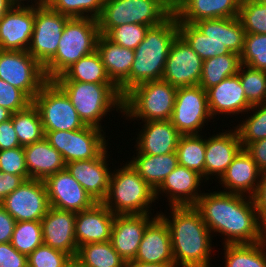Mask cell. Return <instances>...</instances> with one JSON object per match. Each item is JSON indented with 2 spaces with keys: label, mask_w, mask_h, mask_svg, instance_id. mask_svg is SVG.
I'll use <instances>...</instances> for the list:
<instances>
[{
  "label": "cell",
  "mask_w": 266,
  "mask_h": 267,
  "mask_svg": "<svg viewBox=\"0 0 266 267\" xmlns=\"http://www.w3.org/2000/svg\"><path fill=\"white\" fill-rule=\"evenodd\" d=\"M194 207L211 233L225 236L223 245L251 244L266 239L265 225L259 220L252 197L214 191L203 193Z\"/></svg>",
  "instance_id": "6da1fadb"
},
{
  "label": "cell",
  "mask_w": 266,
  "mask_h": 267,
  "mask_svg": "<svg viewBox=\"0 0 266 267\" xmlns=\"http://www.w3.org/2000/svg\"><path fill=\"white\" fill-rule=\"evenodd\" d=\"M159 212L170 231L175 267H211L212 234L194 206H171Z\"/></svg>",
  "instance_id": "7a4b0ae2"
},
{
  "label": "cell",
  "mask_w": 266,
  "mask_h": 267,
  "mask_svg": "<svg viewBox=\"0 0 266 267\" xmlns=\"http://www.w3.org/2000/svg\"><path fill=\"white\" fill-rule=\"evenodd\" d=\"M179 35L203 59L234 52L241 55L246 32L238 17L178 22Z\"/></svg>",
  "instance_id": "3957f363"
},
{
  "label": "cell",
  "mask_w": 266,
  "mask_h": 267,
  "mask_svg": "<svg viewBox=\"0 0 266 267\" xmlns=\"http://www.w3.org/2000/svg\"><path fill=\"white\" fill-rule=\"evenodd\" d=\"M179 35L175 14L162 23L149 27L144 40L134 50L130 70V90L142 83L162 80L170 47Z\"/></svg>",
  "instance_id": "277c9868"
},
{
  "label": "cell",
  "mask_w": 266,
  "mask_h": 267,
  "mask_svg": "<svg viewBox=\"0 0 266 267\" xmlns=\"http://www.w3.org/2000/svg\"><path fill=\"white\" fill-rule=\"evenodd\" d=\"M54 82L65 92L85 125L102 129L99 122L108 112L113 108L122 112L123 97L115 84Z\"/></svg>",
  "instance_id": "5b68a950"
},
{
  "label": "cell",
  "mask_w": 266,
  "mask_h": 267,
  "mask_svg": "<svg viewBox=\"0 0 266 267\" xmlns=\"http://www.w3.org/2000/svg\"><path fill=\"white\" fill-rule=\"evenodd\" d=\"M99 23L93 18H70L64 28L56 54L43 66L46 78L54 80L80 58L96 50Z\"/></svg>",
  "instance_id": "8992f818"
},
{
  "label": "cell",
  "mask_w": 266,
  "mask_h": 267,
  "mask_svg": "<svg viewBox=\"0 0 266 267\" xmlns=\"http://www.w3.org/2000/svg\"><path fill=\"white\" fill-rule=\"evenodd\" d=\"M155 200V190L128 161L111 173L108 194L102 203L115 215L152 214Z\"/></svg>",
  "instance_id": "52a82bcc"
},
{
  "label": "cell",
  "mask_w": 266,
  "mask_h": 267,
  "mask_svg": "<svg viewBox=\"0 0 266 267\" xmlns=\"http://www.w3.org/2000/svg\"><path fill=\"white\" fill-rule=\"evenodd\" d=\"M177 89L163 80L137 85L123 96L122 115L143 122L170 120Z\"/></svg>",
  "instance_id": "ba28073f"
},
{
  "label": "cell",
  "mask_w": 266,
  "mask_h": 267,
  "mask_svg": "<svg viewBox=\"0 0 266 267\" xmlns=\"http://www.w3.org/2000/svg\"><path fill=\"white\" fill-rule=\"evenodd\" d=\"M171 14L158 0H104L103 10L97 19L99 33L105 35L111 28L123 24L155 26Z\"/></svg>",
  "instance_id": "9c48e42d"
},
{
  "label": "cell",
  "mask_w": 266,
  "mask_h": 267,
  "mask_svg": "<svg viewBox=\"0 0 266 267\" xmlns=\"http://www.w3.org/2000/svg\"><path fill=\"white\" fill-rule=\"evenodd\" d=\"M33 104L39 110L44 131H72L86 126L65 92L53 80L42 86Z\"/></svg>",
  "instance_id": "30bf717a"
},
{
  "label": "cell",
  "mask_w": 266,
  "mask_h": 267,
  "mask_svg": "<svg viewBox=\"0 0 266 267\" xmlns=\"http://www.w3.org/2000/svg\"><path fill=\"white\" fill-rule=\"evenodd\" d=\"M103 132V133H102ZM44 138L61 153L65 163L97 158L108 148L106 132L86 125L72 131H44Z\"/></svg>",
  "instance_id": "8fae6325"
},
{
  "label": "cell",
  "mask_w": 266,
  "mask_h": 267,
  "mask_svg": "<svg viewBox=\"0 0 266 267\" xmlns=\"http://www.w3.org/2000/svg\"><path fill=\"white\" fill-rule=\"evenodd\" d=\"M0 79L22 90L32 101L48 81L43 66L28 51L0 50Z\"/></svg>",
  "instance_id": "7c38bea8"
},
{
  "label": "cell",
  "mask_w": 266,
  "mask_h": 267,
  "mask_svg": "<svg viewBox=\"0 0 266 267\" xmlns=\"http://www.w3.org/2000/svg\"><path fill=\"white\" fill-rule=\"evenodd\" d=\"M210 119L206 90L200 85L177 89L170 121L181 135H199Z\"/></svg>",
  "instance_id": "4fadbf2b"
},
{
  "label": "cell",
  "mask_w": 266,
  "mask_h": 267,
  "mask_svg": "<svg viewBox=\"0 0 266 267\" xmlns=\"http://www.w3.org/2000/svg\"><path fill=\"white\" fill-rule=\"evenodd\" d=\"M69 19L48 5L35 8L34 28L27 51L42 66L56 54L63 28Z\"/></svg>",
  "instance_id": "5bb4252c"
},
{
  "label": "cell",
  "mask_w": 266,
  "mask_h": 267,
  "mask_svg": "<svg viewBox=\"0 0 266 267\" xmlns=\"http://www.w3.org/2000/svg\"><path fill=\"white\" fill-rule=\"evenodd\" d=\"M0 205L16 222L41 221L50 207L44 180H24Z\"/></svg>",
  "instance_id": "9a60e30c"
},
{
  "label": "cell",
  "mask_w": 266,
  "mask_h": 267,
  "mask_svg": "<svg viewBox=\"0 0 266 267\" xmlns=\"http://www.w3.org/2000/svg\"><path fill=\"white\" fill-rule=\"evenodd\" d=\"M203 59L178 35L173 41L162 80L174 87L199 85Z\"/></svg>",
  "instance_id": "2e32d148"
},
{
  "label": "cell",
  "mask_w": 266,
  "mask_h": 267,
  "mask_svg": "<svg viewBox=\"0 0 266 267\" xmlns=\"http://www.w3.org/2000/svg\"><path fill=\"white\" fill-rule=\"evenodd\" d=\"M44 183L50 207L78 213L96 203L66 168L48 176Z\"/></svg>",
  "instance_id": "e0dca14e"
},
{
  "label": "cell",
  "mask_w": 266,
  "mask_h": 267,
  "mask_svg": "<svg viewBox=\"0 0 266 267\" xmlns=\"http://www.w3.org/2000/svg\"><path fill=\"white\" fill-rule=\"evenodd\" d=\"M107 152L106 148L97 158L72 161L65 166L95 202H103L109 190L112 172L107 164Z\"/></svg>",
  "instance_id": "ac0fdd59"
},
{
  "label": "cell",
  "mask_w": 266,
  "mask_h": 267,
  "mask_svg": "<svg viewBox=\"0 0 266 267\" xmlns=\"http://www.w3.org/2000/svg\"><path fill=\"white\" fill-rule=\"evenodd\" d=\"M157 216L158 213L155 217H151V214L115 215L110 241L125 261L135 259L146 227Z\"/></svg>",
  "instance_id": "d6986e66"
},
{
  "label": "cell",
  "mask_w": 266,
  "mask_h": 267,
  "mask_svg": "<svg viewBox=\"0 0 266 267\" xmlns=\"http://www.w3.org/2000/svg\"><path fill=\"white\" fill-rule=\"evenodd\" d=\"M201 182L202 175L178 164L155 190V199L158 200L159 194L165 193L166 197L168 196L169 207L194 206L203 195L199 190Z\"/></svg>",
  "instance_id": "ffe728a7"
},
{
  "label": "cell",
  "mask_w": 266,
  "mask_h": 267,
  "mask_svg": "<svg viewBox=\"0 0 266 267\" xmlns=\"http://www.w3.org/2000/svg\"><path fill=\"white\" fill-rule=\"evenodd\" d=\"M75 218V212L49 207L41 220L43 243L76 257Z\"/></svg>",
  "instance_id": "44dd1931"
},
{
  "label": "cell",
  "mask_w": 266,
  "mask_h": 267,
  "mask_svg": "<svg viewBox=\"0 0 266 267\" xmlns=\"http://www.w3.org/2000/svg\"><path fill=\"white\" fill-rule=\"evenodd\" d=\"M35 8L13 7L0 19V50L27 51L34 28Z\"/></svg>",
  "instance_id": "7402d4cb"
},
{
  "label": "cell",
  "mask_w": 266,
  "mask_h": 267,
  "mask_svg": "<svg viewBox=\"0 0 266 267\" xmlns=\"http://www.w3.org/2000/svg\"><path fill=\"white\" fill-rule=\"evenodd\" d=\"M241 149V141L235 128L225 132L222 130V133L208 138L206 136L204 183L211 176L216 175L220 179Z\"/></svg>",
  "instance_id": "603a6c76"
},
{
  "label": "cell",
  "mask_w": 266,
  "mask_h": 267,
  "mask_svg": "<svg viewBox=\"0 0 266 267\" xmlns=\"http://www.w3.org/2000/svg\"><path fill=\"white\" fill-rule=\"evenodd\" d=\"M114 219L115 214L102 202L76 213L75 238L78 248L87 243L110 241Z\"/></svg>",
  "instance_id": "cb8c5ba5"
},
{
  "label": "cell",
  "mask_w": 266,
  "mask_h": 267,
  "mask_svg": "<svg viewBox=\"0 0 266 267\" xmlns=\"http://www.w3.org/2000/svg\"><path fill=\"white\" fill-rule=\"evenodd\" d=\"M261 171L251 155L242 148L219 179L224 192L254 197L259 186Z\"/></svg>",
  "instance_id": "d4e9b609"
},
{
  "label": "cell",
  "mask_w": 266,
  "mask_h": 267,
  "mask_svg": "<svg viewBox=\"0 0 266 267\" xmlns=\"http://www.w3.org/2000/svg\"><path fill=\"white\" fill-rule=\"evenodd\" d=\"M206 91L208 107L213 119L219 114H227V116L245 114L244 112L248 114L252 107L245 97V91L238 74L225 78Z\"/></svg>",
  "instance_id": "484cf974"
},
{
  "label": "cell",
  "mask_w": 266,
  "mask_h": 267,
  "mask_svg": "<svg viewBox=\"0 0 266 267\" xmlns=\"http://www.w3.org/2000/svg\"><path fill=\"white\" fill-rule=\"evenodd\" d=\"M102 63L111 81L119 88L122 97L130 90V70L134 61V50L117 45L104 35L96 43Z\"/></svg>",
  "instance_id": "4316f807"
},
{
  "label": "cell",
  "mask_w": 266,
  "mask_h": 267,
  "mask_svg": "<svg viewBox=\"0 0 266 267\" xmlns=\"http://www.w3.org/2000/svg\"><path fill=\"white\" fill-rule=\"evenodd\" d=\"M136 139V154L165 155L176 152L181 136L170 120L147 121Z\"/></svg>",
  "instance_id": "83f0119b"
},
{
  "label": "cell",
  "mask_w": 266,
  "mask_h": 267,
  "mask_svg": "<svg viewBox=\"0 0 266 267\" xmlns=\"http://www.w3.org/2000/svg\"><path fill=\"white\" fill-rule=\"evenodd\" d=\"M134 261L175 263L168 225L158 215L145 229Z\"/></svg>",
  "instance_id": "f1b7e54d"
},
{
  "label": "cell",
  "mask_w": 266,
  "mask_h": 267,
  "mask_svg": "<svg viewBox=\"0 0 266 267\" xmlns=\"http://www.w3.org/2000/svg\"><path fill=\"white\" fill-rule=\"evenodd\" d=\"M23 149L30 179L45 180L48 176L65 169L66 163L61 153L45 138L23 146Z\"/></svg>",
  "instance_id": "f546056e"
},
{
  "label": "cell",
  "mask_w": 266,
  "mask_h": 267,
  "mask_svg": "<svg viewBox=\"0 0 266 267\" xmlns=\"http://www.w3.org/2000/svg\"><path fill=\"white\" fill-rule=\"evenodd\" d=\"M241 0H185L175 14L177 22L194 24L203 19L239 16Z\"/></svg>",
  "instance_id": "4dcf8cb0"
},
{
  "label": "cell",
  "mask_w": 266,
  "mask_h": 267,
  "mask_svg": "<svg viewBox=\"0 0 266 267\" xmlns=\"http://www.w3.org/2000/svg\"><path fill=\"white\" fill-rule=\"evenodd\" d=\"M129 163L156 190L178 165V156L176 152L165 155L136 154Z\"/></svg>",
  "instance_id": "1f68e13d"
},
{
  "label": "cell",
  "mask_w": 266,
  "mask_h": 267,
  "mask_svg": "<svg viewBox=\"0 0 266 267\" xmlns=\"http://www.w3.org/2000/svg\"><path fill=\"white\" fill-rule=\"evenodd\" d=\"M53 81H78L98 84H114L95 50L90 55L80 58Z\"/></svg>",
  "instance_id": "d6a6232c"
},
{
  "label": "cell",
  "mask_w": 266,
  "mask_h": 267,
  "mask_svg": "<svg viewBox=\"0 0 266 267\" xmlns=\"http://www.w3.org/2000/svg\"><path fill=\"white\" fill-rule=\"evenodd\" d=\"M241 65L240 55L234 52L205 59L199 85L207 90L225 78L236 75Z\"/></svg>",
  "instance_id": "836d02e7"
},
{
  "label": "cell",
  "mask_w": 266,
  "mask_h": 267,
  "mask_svg": "<svg viewBox=\"0 0 266 267\" xmlns=\"http://www.w3.org/2000/svg\"><path fill=\"white\" fill-rule=\"evenodd\" d=\"M223 246L225 267H266V239L251 244Z\"/></svg>",
  "instance_id": "e575fe53"
},
{
  "label": "cell",
  "mask_w": 266,
  "mask_h": 267,
  "mask_svg": "<svg viewBox=\"0 0 266 267\" xmlns=\"http://www.w3.org/2000/svg\"><path fill=\"white\" fill-rule=\"evenodd\" d=\"M76 258L84 267H124L126 262L111 241L84 244L78 248Z\"/></svg>",
  "instance_id": "d590c367"
},
{
  "label": "cell",
  "mask_w": 266,
  "mask_h": 267,
  "mask_svg": "<svg viewBox=\"0 0 266 267\" xmlns=\"http://www.w3.org/2000/svg\"><path fill=\"white\" fill-rule=\"evenodd\" d=\"M11 118L21 146L33 144L44 138L41 116L33 103L24 110L12 113Z\"/></svg>",
  "instance_id": "8d00e7d4"
},
{
  "label": "cell",
  "mask_w": 266,
  "mask_h": 267,
  "mask_svg": "<svg viewBox=\"0 0 266 267\" xmlns=\"http://www.w3.org/2000/svg\"><path fill=\"white\" fill-rule=\"evenodd\" d=\"M176 153L179 165L198 172L204 178L205 138L203 135H181Z\"/></svg>",
  "instance_id": "74e56055"
},
{
  "label": "cell",
  "mask_w": 266,
  "mask_h": 267,
  "mask_svg": "<svg viewBox=\"0 0 266 267\" xmlns=\"http://www.w3.org/2000/svg\"><path fill=\"white\" fill-rule=\"evenodd\" d=\"M11 244L19 253L31 254L43 244L41 221L16 222Z\"/></svg>",
  "instance_id": "f35d334b"
},
{
  "label": "cell",
  "mask_w": 266,
  "mask_h": 267,
  "mask_svg": "<svg viewBox=\"0 0 266 267\" xmlns=\"http://www.w3.org/2000/svg\"><path fill=\"white\" fill-rule=\"evenodd\" d=\"M250 110L253 113L235 127L244 149L250 143L266 138V102L253 105Z\"/></svg>",
  "instance_id": "ab89813d"
},
{
  "label": "cell",
  "mask_w": 266,
  "mask_h": 267,
  "mask_svg": "<svg viewBox=\"0 0 266 267\" xmlns=\"http://www.w3.org/2000/svg\"><path fill=\"white\" fill-rule=\"evenodd\" d=\"M47 5L70 18L98 19L103 10L104 0H47Z\"/></svg>",
  "instance_id": "60d3db41"
},
{
  "label": "cell",
  "mask_w": 266,
  "mask_h": 267,
  "mask_svg": "<svg viewBox=\"0 0 266 267\" xmlns=\"http://www.w3.org/2000/svg\"><path fill=\"white\" fill-rule=\"evenodd\" d=\"M240 78L245 97L253 106L266 102V71L241 65L237 73Z\"/></svg>",
  "instance_id": "b9f144b4"
},
{
  "label": "cell",
  "mask_w": 266,
  "mask_h": 267,
  "mask_svg": "<svg viewBox=\"0 0 266 267\" xmlns=\"http://www.w3.org/2000/svg\"><path fill=\"white\" fill-rule=\"evenodd\" d=\"M247 34H266V4L260 0H241L239 16Z\"/></svg>",
  "instance_id": "7bdbcfd3"
},
{
  "label": "cell",
  "mask_w": 266,
  "mask_h": 267,
  "mask_svg": "<svg viewBox=\"0 0 266 267\" xmlns=\"http://www.w3.org/2000/svg\"><path fill=\"white\" fill-rule=\"evenodd\" d=\"M241 64L257 70L266 71V34H247Z\"/></svg>",
  "instance_id": "ee69618b"
},
{
  "label": "cell",
  "mask_w": 266,
  "mask_h": 267,
  "mask_svg": "<svg viewBox=\"0 0 266 267\" xmlns=\"http://www.w3.org/2000/svg\"><path fill=\"white\" fill-rule=\"evenodd\" d=\"M150 26L141 24H123L111 28L104 36L111 42L135 50L144 40Z\"/></svg>",
  "instance_id": "f6af8a7d"
},
{
  "label": "cell",
  "mask_w": 266,
  "mask_h": 267,
  "mask_svg": "<svg viewBox=\"0 0 266 267\" xmlns=\"http://www.w3.org/2000/svg\"><path fill=\"white\" fill-rule=\"evenodd\" d=\"M71 256L42 244L27 256L28 267H63Z\"/></svg>",
  "instance_id": "bcb514c9"
},
{
  "label": "cell",
  "mask_w": 266,
  "mask_h": 267,
  "mask_svg": "<svg viewBox=\"0 0 266 267\" xmlns=\"http://www.w3.org/2000/svg\"><path fill=\"white\" fill-rule=\"evenodd\" d=\"M0 172L22 176L25 180L30 179L23 146L0 150Z\"/></svg>",
  "instance_id": "7dc6e473"
},
{
  "label": "cell",
  "mask_w": 266,
  "mask_h": 267,
  "mask_svg": "<svg viewBox=\"0 0 266 267\" xmlns=\"http://www.w3.org/2000/svg\"><path fill=\"white\" fill-rule=\"evenodd\" d=\"M33 101L18 88L0 79V106L7 108L12 113L24 110Z\"/></svg>",
  "instance_id": "c3c4849f"
},
{
  "label": "cell",
  "mask_w": 266,
  "mask_h": 267,
  "mask_svg": "<svg viewBox=\"0 0 266 267\" xmlns=\"http://www.w3.org/2000/svg\"><path fill=\"white\" fill-rule=\"evenodd\" d=\"M0 267H28L27 255L19 253L11 242L0 243Z\"/></svg>",
  "instance_id": "681fc988"
},
{
  "label": "cell",
  "mask_w": 266,
  "mask_h": 267,
  "mask_svg": "<svg viewBox=\"0 0 266 267\" xmlns=\"http://www.w3.org/2000/svg\"><path fill=\"white\" fill-rule=\"evenodd\" d=\"M21 147L15 132L12 118L0 123V150Z\"/></svg>",
  "instance_id": "f907efd6"
},
{
  "label": "cell",
  "mask_w": 266,
  "mask_h": 267,
  "mask_svg": "<svg viewBox=\"0 0 266 267\" xmlns=\"http://www.w3.org/2000/svg\"><path fill=\"white\" fill-rule=\"evenodd\" d=\"M253 199L259 220L266 226V171L261 172L258 190Z\"/></svg>",
  "instance_id": "816d5d0a"
},
{
  "label": "cell",
  "mask_w": 266,
  "mask_h": 267,
  "mask_svg": "<svg viewBox=\"0 0 266 267\" xmlns=\"http://www.w3.org/2000/svg\"><path fill=\"white\" fill-rule=\"evenodd\" d=\"M245 150L251 155L258 169L266 171V138L250 143Z\"/></svg>",
  "instance_id": "f5cc1de1"
},
{
  "label": "cell",
  "mask_w": 266,
  "mask_h": 267,
  "mask_svg": "<svg viewBox=\"0 0 266 267\" xmlns=\"http://www.w3.org/2000/svg\"><path fill=\"white\" fill-rule=\"evenodd\" d=\"M24 180L22 176L0 172V203L5 197L18 188Z\"/></svg>",
  "instance_id": "db71d44e"
},
{
  "label": "cell",
  "mask_w": 266,
  "mask_h": 267,
  "mask_svg": "<svg viewBox=\"0 0 266 267\" xmlns=\"http://www.w3.org/2000/svg\"><path fill=\"white\" fill-rule=\"evenodd\" d=\"M16 220L0 205V243L11 242Z\"/></svg>",
  "instance_id": "11a10c76"
},
{
  "label": "cell",
  "mask_w": 266,
  "mask_h": 267,
  "mask_svg": "<svg viewBox=\"0 0 266 267\" xmlns=\"http://www.w3.org/2000/svg\"><path fill=\"white\" fill-rule=\"evenodd\" d=\"M170 14H176L183 6L185 0H158Z\"/></svg>",
  "instance_id": "9f6ffc18"
},
{
  "label": "cell",
  "mask_w": 266,
  "mask_h": 267,
  "mask_svg": "<svg viewBox=\"0 0 266 267\" xmlns=\"http://www.w3.org/2000/svg\"><path fill=\"white\" fill-rule=\"evenodd\" d=\"M124 267H175V263H143L140 261H126Z\"/></svg>",
  "instance_id": "6f0895ef"
},
{
  "label": "cell",
  "mask_w": 266,
  "mask_h": 267,
  "mask_svg": "<svg viewBox=\"0 0 266 267\" xmlns=\"http://www.w3.org/2000/svg\"><path fill=\"white\" fill-rule=\"evenodd\" d=\"M24 1H28L30 2V0H10L11 4L14 6V7H33V8H36V7H41V6H45L47 5V0H31L33 3L30 5L28 4V2L24 4Z\"/></svg>",
  "instance_id": "680465c9"
},
{
  "label": "cell",
  "mask_w": 266,
  "mask_h": 267,
  "mask_svg": "<svg viewBox=\"0 0 266 267\" xmlns=\"http://www.w3.org/2000/svg\"><path fill=\"white\" fill-rule=\"evenodd\" d=\"M13 7L10 0H0V19Z\"/></svg>",
  "instance_id": "91938a15"
},
{
  "label": "cell",
  "mask_w": 266,
  "mask_h": 267,
  "mask_svg": "<svg viewBox=\"0 0 266 267\" xmlns=\"http://www.w3.org/2000/svg\"><path fill=\"white\" fill-rule=\"evenodd\" d=\"M12 112L0 106V123L11 118Z\"/></svg>",
  "instance_id": "94428289"
},
{
  "label": "cell",
  "mask_w": 266,
  "mask_h": 267,
  "mask_svg": "<svg viewBox=\"0 0 266 267\" xmlns=\"http://www.w3.org/2000/svg\"><path fill=\"white\" fill-rule=\"evenodd\" d=\"M63 267H84L76 257H71Z\"/></svg>",
  "instance_id": "6125c7cd"
}]
</instances>
